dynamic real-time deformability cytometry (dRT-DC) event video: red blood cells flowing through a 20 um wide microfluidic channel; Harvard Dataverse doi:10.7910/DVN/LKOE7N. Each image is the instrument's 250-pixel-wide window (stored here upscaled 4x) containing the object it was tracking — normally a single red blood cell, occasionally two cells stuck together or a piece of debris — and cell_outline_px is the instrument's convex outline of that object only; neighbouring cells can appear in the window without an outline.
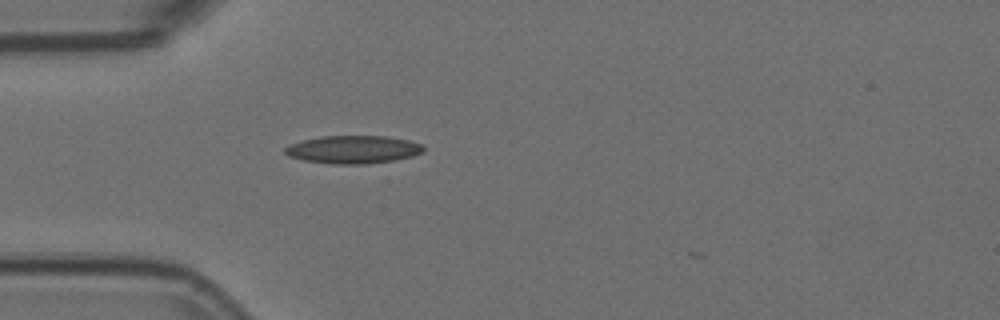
{"species": "Egyptian fruit bat (a non-hibernating species)", "species_latin": "Rousettus aegyptiacus", "temperature_condition": "room temperature", "stored_images_in_passage": 1, "camera_frame_rate_fps": 3000, "um_per_image_px": 0.085, "animal": {"sex": "female"}, "frame": {"image": 1, "passage_image": 1, "time_ms": 0.0, "image_size_px": [1000, 320], "cell_outline_px": [[424, 152], [412, 156], [392, 160], [364, 164], [332, 164], [304, 160], [288, 156], [284, 152], [284, 148], [288, 144], [320, 136], [388, 136], [408, 140], [424, 144]], "centroid_in_image_um": [30.02, 12.7], "position_along_channel_um": 55.0, "area_um2": 22.6}}